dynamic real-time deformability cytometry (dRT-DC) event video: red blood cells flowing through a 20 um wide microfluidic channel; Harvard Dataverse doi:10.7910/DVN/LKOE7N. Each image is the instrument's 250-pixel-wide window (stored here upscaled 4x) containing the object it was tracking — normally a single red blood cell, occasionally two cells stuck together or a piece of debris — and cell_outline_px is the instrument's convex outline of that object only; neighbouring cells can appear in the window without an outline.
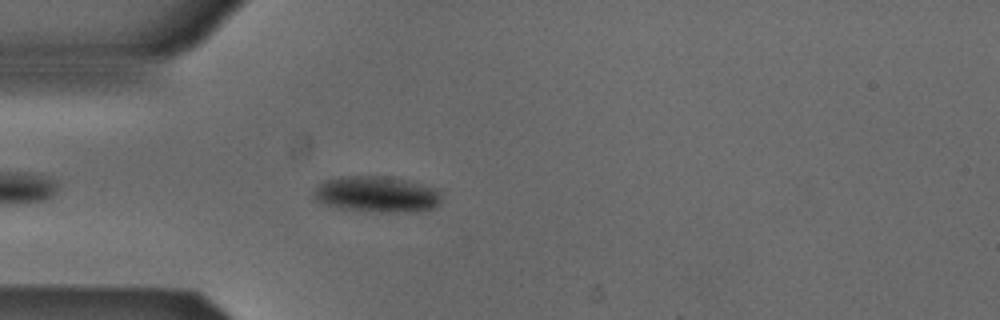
{"species": "Egyptian fruit bat (a non-hibernating species)", "species_latin": "Rousettus aegyptiacus", "temperature_condition": "cold", "stored_images_in_passage": 41, "camera_frame_rate_fps": 3000, "um_per_image_px": 0.085, "animal": {"sex": "male"}, "frame": {"image": 1, "passage_image": 5, "time_ms": 1.333, "image_size_px": [1000, 320], "cell_outline_px": [[440, 204], [436, 208], [412, 212], [376, 212], [336, 208], [324, 204], [316, 200], [312, 196], [312, 192], [316, 184], [324, 180], [340, 176], [392, 176], [412, 180], [440, 188]], "centroid_in_image_um": [32.04, 16.5], "position_along_channel_um": 53.0, "area_um2": 27.86}}
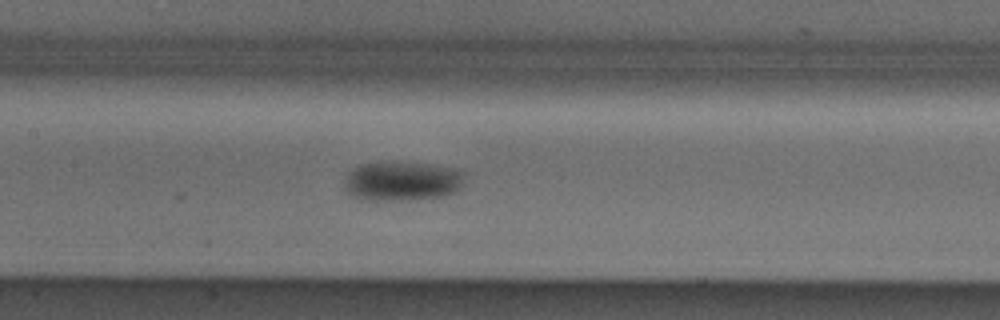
{"frame": {"image": 2, "passage_image": 15, "time_ms": 4.667, "image_size_px": [1000, 320], "cell_outline_px": [[464, 176], [460, 188], [456, 192], [444, 196], [408, 200], [360, 200], [352, 196], [344, 188], [344, 176], [352, 168], [360, 164], [396, 160], [432, 164], [452, 168], [464, 172]], "centroid_in_image_um": [34.13, 15.37], "position_along_channel_um": 173.3, "area_um2": 28.44}}
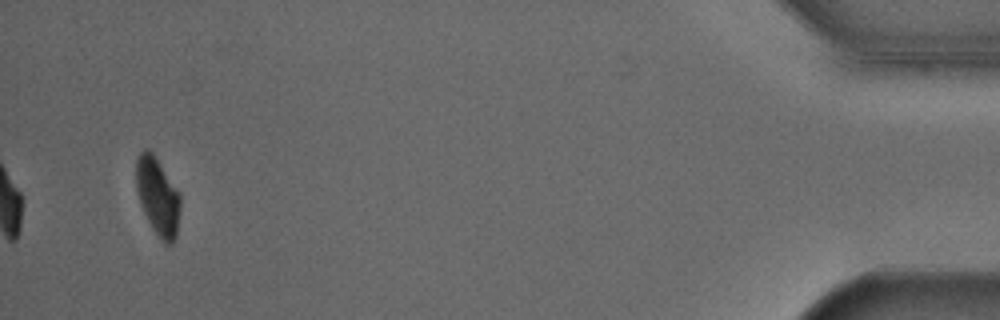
{"frame": {"image": 3, "passage_image": 41, "time_ms": 13.333, "image_size_px": [1000, 320], "cell_outline_px": [[180, 208], [176, 236], [172, 244], [164, 244], [160, 240], [152, 228], [140, 204], [136, 188], [136, 160], [140, 152], [144, 148], [148, 148], [152, 152], [180, 192]], "centroid_in_image_um": [13.4, 16.7], "position_along_channel_um": 421.8, "area_um2": 20.11}, "authors_computed_cell_mechanics": {"area_um2": 25.6632, "velocity_mm_per_s": 3.8422, "shape_relaxation_time_tau1_ms": 1.8903, "shape_relaxation_time_tau2_ms": null, "deformation_change_tau1": 0.06, "deformation_change_tau2": null}}